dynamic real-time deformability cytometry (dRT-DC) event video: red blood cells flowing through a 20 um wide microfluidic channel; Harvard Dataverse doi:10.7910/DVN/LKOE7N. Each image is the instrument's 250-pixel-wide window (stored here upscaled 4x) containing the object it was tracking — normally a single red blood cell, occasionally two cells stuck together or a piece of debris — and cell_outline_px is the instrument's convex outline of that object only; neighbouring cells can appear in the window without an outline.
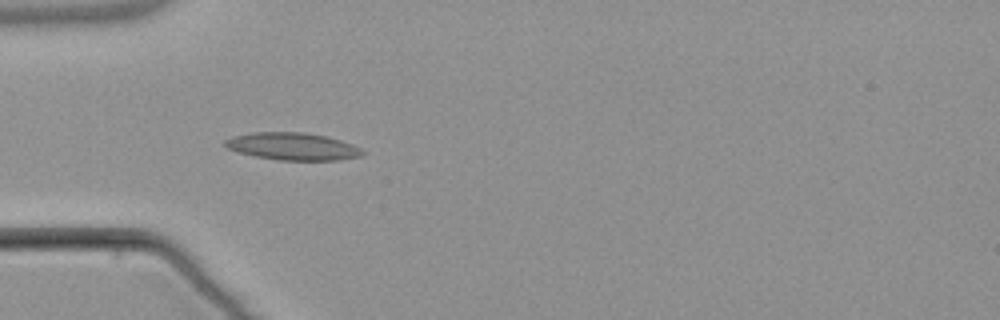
{"species": "common noctule bat (a hibernating species)", "species_latin": "Nyctalus noctula", "temperature_condition": "warm", "stored_images_in_passage": 7, "camera_frame_rate_fps": 3000, "um_per_image_px": 0.085, "animal": {"sex": "male", "body_mass_g": 21.5, "forearm_length_mm": 52.0}, "frame": {"image": 1, "passage_image": 4, "time_ms": 3.667, "image_size_px": [1000, 320], "cell_outline_px": [[364, 152], [360, 156], [340, 160], [280, 160], [256, 156], [236, 152], [228, 148], [224, 144], [224, 140], [232, 136], [252, 132], [304, 132], [324, 136], [340, 140], [352, 144], [360, 148]], "centroid_in_image_um": [24.84, 12.44], "position_along_channel_um": 60.2, "area_um2": 21.85}}
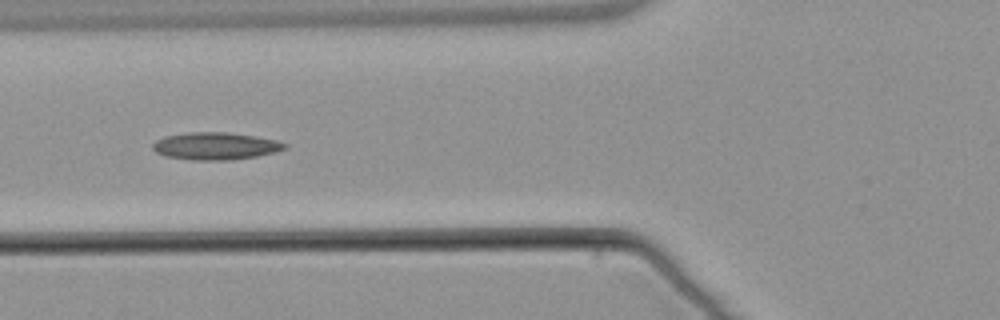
{"frame": {"image": 2, "passage_image": 5, "time_ms": 5.0, "image_size_px": [1000, 320], "cell_outline_px": [[288, 148], [256, 156], [232, 160], [192, 160], [168, 156], [156, 152], [152, 148], [152, 144], [156, 140], [164, 136], [188, 132], [228, 132], [276, 140], [288, 144]], "centroid_in_image_um": [18.3, 12.41], "position_along_channel_um": 107.5, "area_um2": 20.92}}